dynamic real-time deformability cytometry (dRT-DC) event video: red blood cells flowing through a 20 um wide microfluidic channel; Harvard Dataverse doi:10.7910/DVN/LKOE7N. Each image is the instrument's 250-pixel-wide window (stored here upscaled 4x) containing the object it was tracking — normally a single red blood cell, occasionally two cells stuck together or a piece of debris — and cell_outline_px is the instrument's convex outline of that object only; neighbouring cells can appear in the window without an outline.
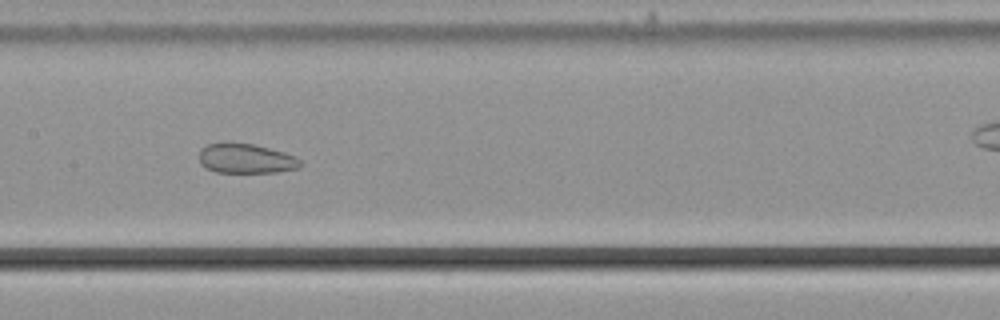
{"species": "common noctule bat (a hibernating species)", "species_latin": "Nyctalus noctula", "temperature_condition": "cold", "stored_images_in_passage": 46, "camera_frame_rate_fps": 3000, "um_per_image_px": 0.085, "animal": {"sex": "male", "body_mass_g": 21.5, "forearm_length_mm": 52.0}, "frame": {"image": 1, "passage_image": 28, "time_ms": 9.0, "image_size_px": [1000, 320], "cell_outline_px": [[304, 164], [300, 168], [276, 172], [216, 172], [204, 168], [200, 164], [200, 148], [208, 144], [228, 140], [252, 144], [284, 152], [296, 156]], "centroid_in_image_um": [20.89, 13.45], "position_along_channel_um": 186.5, "area_um2": 17.98}}
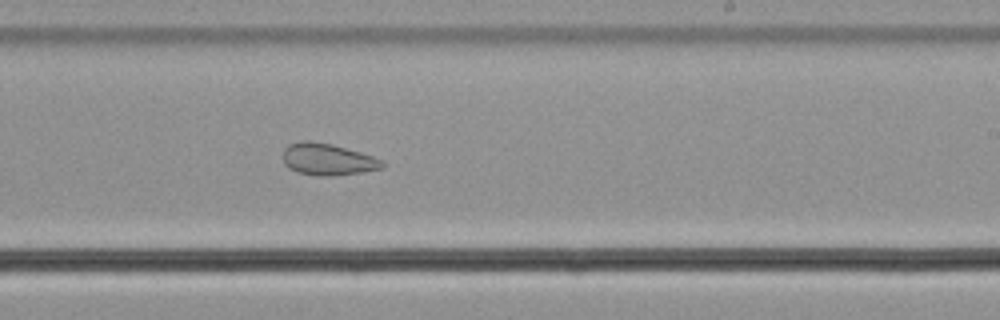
{"frame": {"image": 2, "passage_image": 34, "time_ms": 11.0, "image_size_px": [1000, 320], "cell_outline_px": [[384, 168], [364, 172], [332, 176], [320, 176], [296, 172], [288, 168], [284, 164], [284, 148], [288, 144], [304, 140], [308, 140], [332, 144], [360, 152], [372, 156], [380, 160], [384, 164]], "centroid_in_image_um": [27.83, 13.55], "position_along_channel_um": 261.2, "area_um2": 18.44}}
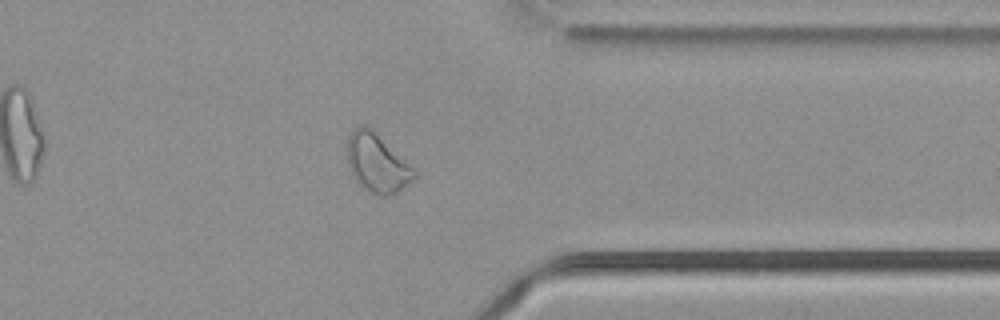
{"frame": {"image": 3, "passage_image": 44, "time_ms": 14.333, "image_size_px": [1000, 320], "cell_outline_px": [[416, 176], [412, 180], [396, 192], [388, 196], [380, 196], [364, 188], [352, 176], [348, 164], [344, 144], [348, 136], [360, 124], [368, 124], [416, 172]], "centroid_in_image_um": [31.97, 13.82], "position_along_channel_um": 379.4, "area_um2": 22.72}}